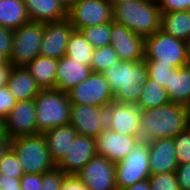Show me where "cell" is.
Returning <instances> with one entry per match:
<instances>
[{
	"label": "cell",
	"instance_id": "6da1fadb",
	"mask_svg": "<svg viewBox=\"0 0 190 190\" xmlns=\"http://www.w3.org/2000/svg\"><path fill=\"white\" fill-rule=\"evenodd\" d=\"M141 141L174 138L190 126L186 107L169 102L155 108L141 110Z\"/></svg>",
	"mask_w": 190,
	"mask_h": 190
},
{
	"label": "cell",
	"instance_id": "7a4b0ae2",
	"mask_svg": "<svg viewBox=\"0 0 190 190\" xmlns=\"http://www.w3.org/2000/svg\"><path fill=\"white\" fill-rule=\"evenodd\" d=\"M103 75L116 103L136 104L148 80L145 60L121 61L120 65L107 68Z\"/></svg>",
	"mask_w": 190,
	"mask_h": 190
},
{
	"label": "cell",
	"instance_id": "3957f363",
	"mask_svg": "<svg viewBox=\"0 0 190 190\" xmlns=\"http://www.w3.org/2000/svg\"><path fill=\"white\" fill-rule=\"evenodd\" d=\"M113 21L146 38L161 30V10L156 0H134L113 6Z\"/></svg>",
	"mask_w": 190,
	"mask_h": 190
},
{
	"label": "cell",
	"instance_id": "277c9868",
	"mask_svg": "<svg viewBox=\"0 0 190 190\" xmlns=\"http://www.w3.org/2000/svg\"><path fill=\"white\" fill-rule=\"evenodd\" d=\"M24 173L44 174L56 168L43 133L9 140Z\"/></svg>",
	"mask_w": 190,
	"mask_h": 190
},
{
	"label": "cell",
	"instance_id": "5b68a950",
	"mask_svg": "<svg viewBox=\"0 0 190 190\" xmlns=\"http://www.w3.org/2000/svg\"><path fill=\"white\" fill-rule=\"evenodd\" d=\"M34 101L37 129L40 133L69 124L71 102L67 92L58 89H41Z\"/></svg>",
	"mask_w": 190,
	"mask_h": 190
},
{
	"label": "cell",
	"instance_id": "8992f818",
	"mask_svg": "<svg viewBox=\"0 0 190 190\" xmlns=\"http://www.w3.org/2000/svg\"><path fill=\"white\" fill-rule=\"evenodd\" d=\"M144 60L146 64H170L174 68L188 65L187 42L158 30L145 38Z\"/></svg>",
	"mask_w": 190,
	"mask_h": 190
},
{
	"label": "cell",
	"instance_id": "52a82bcc",
	"mask_svg": "<svg viewBox=\"0 0 190 190\" xmlns=\"http://www.w3.org/2000/svg\"><path fill=\"white\" fill-rule=\"evenodd\" d=\"M112 120V102L101 107L71 104L69 124L79 135L95 139L100 132L111 128Z\"/></svg>",
	"mask_w": 190,
	"mask_h": 190
},
{
	"label": "cell",
	"instance_id": "ba28073f",
	"mask_svg": "<svg viewBox=\"0 0 190 190\" xmlns=\"http://www.w3.org/2000/svg\"><path fill=\"white\" fill-rule=\"evenodd\" d=\"M44 23L29 21L13 30L12 54L9 63L14 67H25L40 55Z\"/></svg>",
	"mask_w": 190,
	"mask_h": 190
},
{
	"label": "cell",
	"instance_id": "9c48e42d",
	"mask_svg": "<svg viewBox=\"0 0 190 190\" xmlns=\"http://www.w3.org/2000/svg\"><path fill=\"white\" fill-rule=\"evenodd\" d=\"M150 174L149 144L146 141L140 140L123 160L115 164L118 190L146 180Z\"/></svg>",
	"mask_w": 190,
	"mask_h": 190
},
{
	"label": "cell",
	"instance_id": "30bf717a",
	"mask_svg": "<svg viewBox=\"0 0 190 190\" xmlns=\"http://www.w3.org/2000/svg\"><path fill=\"white\" fill-rule=\"evenodd\" d=\"M67 19L75 30L113 21L109 0H77L68 10Z\"/></svg>",
	"mask_w": 190,
	"mask_h": 190
},
{
	"label": "cell",
	"instance_id": "8fae6325",
	"mask_svg": "<svg viewBox=\"0 0 190 190\" xmlns=\"http://www.w3.org/2000/svg\"><path fill=\"white\" fill-rule=\"evenodd\" d=\"M71 104L101 107L113 102V94L103 73L92 72L82 83L68 92Z\"/></svg>",
	"mask_w": 190,
	"mask_h": 190
},
{
	"label": "cell",
	"instance_id": "7c38bea8",
	"mask_svg": "<svg viewBox=\"0 0 190 190\" xmlns=\"http://www.w3.org/2000/svg\"><path fill=\"white\" fill-rule=\"evenodd\" d=\"M3 130L8 140L39 134L34 99L17 101L13 110L3 121Z\"/></svg>",
	"mask_w": 190,
	"mask_h": 190
},
{
	"label": "cell",
	"instance_id": "4fadbf2b",
	"mask_svg": "<svg viewBox=\"0 0 190 190\" xmlns=\"http://www.w3.org/2000/svg\"><path fill=\"white\" fill-rule=\"evenodd\" d=\"M76 176L89 190H118L115 163L104 156H94Z\"/></svg>",
	"mask_w": 190,
	"mask_h": 190
},
{
	"label": "cell",
	"instance_id": "5bb4252c",
	"mask_svg": "<svg viewBox=\"0 0 190 190\" xmlns=\"http://www.w3.org/2000/svg\"><path fill=\"white\" fill-rule=\"evenodd\" d=\"M140 140V136L124 135L111 129L103 130L95 138L96 154L116 164L123 160Z\"/></svg>",
	"mask_w": 190,
	"mask_h": 190
},
{
	"label": "cell",
	"instance_id": "9a60e30c",
	"mask_svg": "<svg viewBox=\"0 0 190 190\" xmlns=\"http://www.w3.org/2000/svg\"><path fill=\"white\" fill-rule=\"evenodd\" d=\"M110 45L121 61L144 60L145 38L135 34L123 24L111 22Z\"/></svg>",
	"mask_w": 190,
	"mask_h": 190
},
{
	"label": "cell",
	"instance_id": "2e32d148",
	"mask_svg": "<svg viewBox=\"0 0 190 190\" xmlns=\"http://www.w3.org/2000/svg\"><path fill=\"white\" fill-rule=\"evenodd\" d=\"M73 30L74 27L68 19L44 23L40 55L56 60L65 56L69 37Z\"/></svg>",
	"mask_w": 190,
	"mask_h": 190
},
{
	"label": "cell",
	"instance_id": "e0dca14e",
	"mask_svg": "<svg viewBox=\"0 0 190 190\" xmlns=\"http://www.w3.org/2000/svg\"><path fill=\"white\" fill-rule=\"evenodd\" d=\"M96 155L95 139L78 134L56 167L66 175H76Z\"/></svg>",
	"mask_w": 190,
	"mask_h": 190
},
{
	"label": "cell",
	"instance_id": "ac0fdd59",
	"mask_svg": "<svg viewBox=\"0 0 190 190\" xmlns=\"http://www.w3.org/2000/svg\"><path fill=\"white\" fill-rule=\"evenodd\" d=\"M148 144L151 173L175 172L178 162L173 138L154 139Z\"/></svg>",
	"mask_w": 190,
	"mask_h": 190
},
{
	"label": "cell",
	"instance_id": "d6986e66",
	"mask_svg": "<svg viewBox=\"0 0 190 190\" xmlns=\"http://www.w3.org/2000/svg\"><path fill=\"white\" fill-rule=\"evenodd\" d=\"M111 130L124 135L140 136L141 110L135 104L112 102Z\"/></svg>",
	"mask_w": 190,
	"mask_h": 190
},
{
	"label": "cell",
	"instance_id": "ffe728a7",
	"mask_svg": "<svg viewBox=\"0 0 190 190\" xmlns=\"http://www.w3.org/2000/svg\"><path fill=\"white\" fill-rule=\"evenodd\" d=\"M91 73L90 66L80 64L67 56H63L58 59L55 89L68 92L71 88L87 79Z\"/></svg>",
	"mask_w": 190,
	"mask_h": 190
},
{
	"label": "cell",
	"instance_id": "44dd1931",
	"mask_svg": "<svg viewBox=\"0 0 190 190\" xmlns=\"http://www.w3.org/2000/svg\"><path fill=\"white\" fill-rule=\"evenodd\" d=\"M30 21L40 23L67 19V9L59 0H24Z\"/></svg>",
	"mask_w": 190,
	"mask_h": 190
},
{
	"label": "cell",
	"instance_id": "7402d4cb",
	"mask_svg": "<svg viewBox=\"0 0 190 190\" xmlns=\"http://www.w3.org/2000/svg\"><path fill=\"white\" fill-rule=\"evenodd\" d=\"M16 101L35 99L41 88L25 67H14L6 84Z\"/></svg>",
	"mask_w": 190,
	"mask_h": 190
},
{
	"label": "cell",
	"instance_id": "603a6c76",
	"mask_svg": "<svg viewBox=\"0 0 190 190\" xmlns=\"http://www.w3.org/2000/svg\"><path fill=\"white\" fill-rule=\"evenodd\" d=\"M43 134L46 138L51 158L57 164L68 151L78 132L72 125L68 124L53 127Z\"/></svg>",
	"mask_w": 190,
	"mask_h": 190
},
{
	"label": "cell",
	"instance_id": "cb8c5ba5",
	"mask_svg": "<svg viewBox=\"0 0 190 190\" xmlns=\"http://www.w3.org/2000/svg\"><path fill=\"white\" fill-rule=\"evenodd\" d=\"M57 67L58 60L41 55L25 66L41 89L56 88Z\"/></svg>",
	"mask_w": 190,
	"mask_h": 190
},
{
	"label": "cell",
	"instance_id": "d4e9b609",
	"mask_svg": "<svg viewBox=\"0 0 190 190\" xmlns=\"http://www.w3.org/2000/svg\"><path fill=\"white\" fill-rule=\"evenodd\" d=\"M170 102L186 105L190 100V65L175 68L168 79Z\"/></svg>",
	"mask_w": 190,
	"mask_h": 190
},
{
	"label": "cell",
	"instance_id": "484cf974",
	"mask_svg": "<svg viewBox=\"0 0 190 190\" xmlns=\"http://www.w3.org/2000/svg\"><path fill=\"white\" fill-rule=\"evenodd\" d=\"M161 30L187 42L190 39V10L161 13Z\"/></svg>",
	"mask_w": 190,
	"mask_h": 190
},
{
	"label": "cell",
	"instance_id": "4316f807",
	"mask_svg": "<svg viewBox=\"0 0 190 190\" xmlns=\"http://www.w3.org/2000/svg\"><path fill=\"white\" fill-rule=\"evenodd\" d=\"M29 21L24 0H0V26L16 30Z\"/></svg>",
	"mask_w": 190,
	"mask_h": 190
},
{
	"label": "cell",
	"instance_id": "83f0119b",
	"mask_svg": "<svg viewBox=\"0 0 190 190\" xmlns=\"http://www.w3.org/2000/svg\"><path fill=\"white\" fill-rule=\"evenodd\" d=\"M94 48L79 30H73L69 37L65 56L80 64L90 66Z\"/></svg>",
	"mask_w": 190,
	"mask_h": 190
},
{
	"label": "cell",
	"instance_id": "f1b7e54d",
	"mask_svg": "<svg viewBox=\"0 0 190 190\" xmlns=\"http://www.w3.org/2000/svg\"><path fill=\"white\" fill-rule=\"evenodd\" d=\"M170 102L166 89L158 83L148 80L144 83L143 91L135 104L140 110L155 108Z\"/></svg>",
	"mask_w": 190,
	"mask_h": 190
},
{
	"label": "cell",
	"instance_id": "f546056e",
	"mask_svg": "<svg viewBox=\"0 0 190 190\" xmlns=\"http://www.w3.org/2000/svg\"><path fill=\"white\" fill-rule=\"evenodd\" d=\"M121 60L113 49V46H104L94 49L90 64L92 72L103 73L107 68L120 65Z\"/></svg>",
	"mask_w": 190,
	"mask_h": 190
},
{
	"label": "cell",
	"instance_id": "4dcf8cb0",
	"mask_svg": "<svg viewBox=\"0 0 190 190\" xmlns=\"http://www.w3.org/2000/svg\"><path fill=\"white\" fill-rule=\"evenodd\" d=\"M80 31L94 49L110 45L111 22L85 27Z\"/></svg>",
	"mask_w": 190,
	"mask_h": 190
},
{
	"label": "cell",
	"instance_id": "1f68e13d",
	"mask_svg": "<svg viewBox=\"0 0 190 190\" xmlns=\"http://www.w3.org/2000/svg\"><path fill=\"white\" fill-rule=\"evenodd\" d=\"M0 174L20 179L25 173L16 153L9 147L0 162Z\"/></svg>",
	"mask_w": 190,
	"mask_h": 190
},
{
	"label": "cell",
	"instance_id": "d6a6232c",
	"mask_svg": "<svg viewBox=\"0 0 190 190\" xmlns=\"http://www.w3.org/2000/svg\"><path fill=\"white\" fill-rule=\"evenodd\" d=\"M148 182L151 190H180L175 172L151 173Z\"/></svg>",
	"mask_w": 190,
	"mask_h": 190
},
{
	"label": "cell",
	"instance_id": "836d02e7",
	"mask_svg": "<svg viewBox=\"0 0 190 190\" xmlns=\"http://www.w3.org/2000/svg\"><path fill=\"white\" fill-rule=\"evenodd\" d=\"M173 140L178 164L190 163V126Z\"/></svg>",
	"mask_w": 190,
	"mask_h": 190
},
{
	"label": "cell",
	"instance_id": "e575fe53",
	"mask_svg": "<svg viewBox=\"0 0 190 190\" xmlns=\"http://www.w3.org/2000/svg\"><path fill=\"white\" fill-rule=\"evenodd\" d=\"M148 78L168 90V79L175 68L170 64H146Z\"/></svg>",
	"mask_w": 190,
	"mask_h": 190
},
{
	"label": "cell",
	"instance_id": "d590c367",
	"mask_svg": "<svg viewBox=\"0 0 190 190\" xmlns=\"http://www.w3.org/2000/svg\"><path fill=\"white\" fill-rule=\"evenodd\" d=\"M66 174L57 167L42 174V184L39 190H61L63 178Z\"/></svg>",
	"mask_w": 190,
	"mask_h": 190
},
{
	"label": "cell",
	"instance_id": "8d00e7d4",
	"mask_svg": "<svg viewBox=\"0 0 190 190\" xmlns=\"http://www.w3.org/2000/svg\"><path fill=\"white\" fill-rule=\"evenodd\" d=\"M17 101L10 93L7 86L0 87V120L3 122L8 114L13 110Z\"/></svg>",
	"mask_w": 190,
	"mask_h": 190
},
{
	"label": "cell",
	"instance_id": "74e56055",
	"mask_svg": "<svg viewBox=\"0 0 190 190\" xmlns=\"http://www.w3.org/2000/svg\"><path fill=\"white\" fill-rule=\"evenodd\" d=\"M13 37V30L0 26V55L8 61L12 54Z\"/></svg>",
	"mask_w": 190,
	"mask_h": 190
},
{
	"label": "cell",
	"instance_id": "f35d334b",
	"mask_svg": "<svg viewBox=\"0 0 190 190\" xmlns=\"http://www.w3.org/2000/svg\"><path fill=\"white\" fill-rule=\"evenodd\" d=\"M161 13L190 10V0H156Z\"/></svg>",
	"mask_w": 190,
	"mask_h": 190
},
{
	"label": "cell",
	"instance_id": "ab89813d",
	"mask_svg": "<svg viewBox=\"0 0 190 190\" xmlns=\"http://www.w3.org/2000/svg\"><path fill=\"white\" fill-rule=\"evenodd\" d=\"M175 174L180 190H190V163L178 164Z\"/></svg>",
	"mask_w": 190,
	"mask_h": 190
},
{
	"label": "cell",
	"instance_id": "60d3db41",
	"mask_svg": "<svg viewBox=\"0 0 190 190\" xmlns=\"http://www.w3.org/2000/svg\"><path fill=\"white\" fill-rule=\"evenodd\" d=\"M40 184H42V174L25 173L20 178L22 190H39Z\"/></svg>",
	"mask_w": 190,
	"mask_h": 190
},
{
	"label": "cell",
	"instance_id": "b9f144b4",
	"mask_svg": "<svg viewBox=\"0 0 190 190\" xmlns=\"http://www.w3.org/2000/svg\"><path fill=\"white\" fill-rule=\"evenodd\" d=\"M61 190H89L76 175H65Z\"/></svg>",
	"mask_w": 190,
	"mask_h": 190
},
{
	"label": "cell",
	"instance_id": "7bdbcfd3",
	"mask_svg": "<svg viewBox=\"0 0 190 190\" xmlns=\"http://www.w3.org/2000/svg\"><path fill=\"white\" fill-rule=\"evenodd\" d=\"M18 187H21L20 179L0 174V190L18 189Z\"/></svg>",
	"mask_w": 190,
	"mask_h": 190
},
{
	"label": "cell",
	"instance_id": "ee69618b",
	"mask_svg": "<svg viewBox=\"0 0 190 190\" xmlns=\"http://www.w3.org/2000/svg\"><path fill=\"white\" fill-rule=\"evenodd\" d=\"M12 68L8 60L0 65V87L7 84Z\"/></svg>",
	"mask_w": 190,
	"mask_h": 190
},
{
	"label": "cell",
	"instance_id": "f6af8a7d",
	"mask_svg": "<svg viewBox=\"0 0 190 190\" xmlns=\"http://www.w3.org/2000/svg\"><path fill=\"white\" fill-rule=\"evenodd\" d=\"M10 147L9 140L5 137L3 122L0 120V162L5 151Z\"/></svg>",
	"mask_w": 190,
	"mask_h": 190
},
{
	"label": "cell",
	"instance_id": "bcb514c9",
	"mask_svg": "<svg viewBox=\"0 0 190 190\" xmlns=\"http://www.w3.org/2000/svg\"><path fill=\"white\" fill-rule=\"evenodd\" d=\"M120 190H151L148 179L135 183L132 186Z\"/></svg>",
	"mask_w": 190,
	"mask_h": 190
},
{
	"label": "cell",
	"instance_id": "7dc6e473",
	"mask_svg": "<svg viewBox=\"0 0 190 190\" xmlns=\"http://www.w3.org/2000/svg\"><path fill=\"white\" fill-rule=\"evenodd\" d=\"M68 10L77 0H59Z\"/></svg>",
	"mask_w": 190,
	"mask_h": 190
},
{
	"label": "cell",
	"instance_id": "c3c4849f",
	"mask_svg": "<svg viewBox=\"0 0 190 190\" xmlns=\"http://www.w3.org/2000/svg\"><path fill=\"white\" fill-rule=\"evenodd\" d=\"M109 1H110L111 5L114 6V5L134 1V0H109Z\"/></svg>",
	"mask_w": 190,
	"mask_h": 190
},
{
	"label": "cell",
	"instance_id": "681fc988",
	"mask_svg": "<svg viewBox=\"0 0 190 190\" xmlns=\"http://www.w3.org/2000/svg\"><path fill=\"white\" fill-rule=\"evenodd\" d=\"M188 65H190V39L187 41Z\"/></svg>",
	"mask_w": 190,
	"mask_h": 190
},
{
	"label": "cell",
	"instance_id": "f907efd6",
	"mask_svg": "<svg viewBox=\"0 0 190 190\" xmlns=\"http://www.w3.org/2000/svg\"><path fill=\"white\" fill-rule=\"evenodd\" d=\"M186 107V112H187V115H188V118H189V121H190V100L189 102L185 105Z\"/></svg>",
	"mask_w": 190,
	"mask_h": 190
},
{
	"label": "cell",
	"instance_id": "816d5d0a",
	"mask_svg": "<svg viewBox=\"0 0 190 190\" xmlns=\"http://www.w3.org/2000/svg\"><path fill=\"white\" fill-rule=\"evenodd\" d=\"M6 61L7 59L3 57L2 55H0V65L4 64Z\"/></svg>",
	"mask_w": 190,
	"mask_h": 190
},
{
	"label": "cell",
	"instance_id": "f5cc1de1",
	"mask_svg": "<svg viewBox=\"0 0 190 190\" xmlns=\"http://www.w3.org/2000/svg\"><path fill=\"white\" fill-rule=\"evenodd\" d=\"M11 190H22V188H21V187H18V189H11Z\"/></svg>",
	"mask_w": 190,
	"mask_h": 190
}]
</instances>
